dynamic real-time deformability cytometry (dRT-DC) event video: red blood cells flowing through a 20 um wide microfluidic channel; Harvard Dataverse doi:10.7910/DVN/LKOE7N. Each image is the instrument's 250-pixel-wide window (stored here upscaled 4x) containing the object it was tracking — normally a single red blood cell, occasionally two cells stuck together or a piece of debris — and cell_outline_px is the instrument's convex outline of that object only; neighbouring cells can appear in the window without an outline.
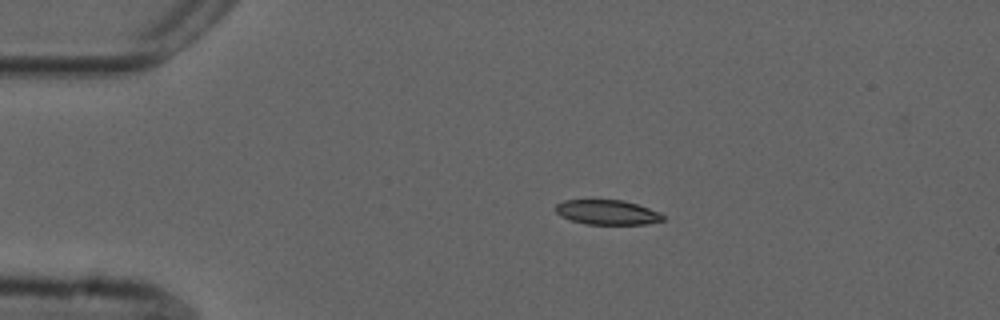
{"species": "common noctule bat (a hibernating species)", "species_latin": "Nyctalus noctula", "temperature_condition": "cold", "stored_images_in_passage": 55, "camera_frame_rate_fps": 3000, "um_per_image_px": 0.085, "animal": {"sex": "male", "forearm_length_mm": 52.5}, "frame": {"image": 1, "passage_image": 11, "time_ms": 3.333, "image_size_px": [1000, 320], "cell_outline_px": [[664, 220], [644, 224], [588, 224], [572, 220], [560, 216], [556, 212], [556, 204], [564, 200], [624, 200], [660, 212], [664, 216]], "centroid_in_image_um": [51.62, 18.04], "position_along_channel_um": 33.4, "area_um2": 15.32}}
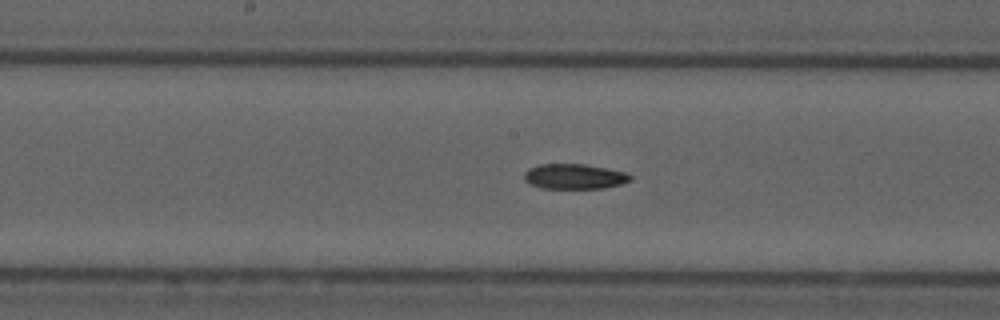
{"frame": {"image": 2, "passage_image": 28, "time_ms": 9.0, "image_size_px": [1000, 320], "cell_outline_px": [[632, 180], [620, 184], [604, 188], [540, 188], [524, 180], [524, 172], [528, 168], [540, 164], [584, 164], [628, 172], [632, 176]], "centroid_in_image_um": [48.83, 14.99], "position_along_channel_um": 199.4, "area_um2": 15.61}}
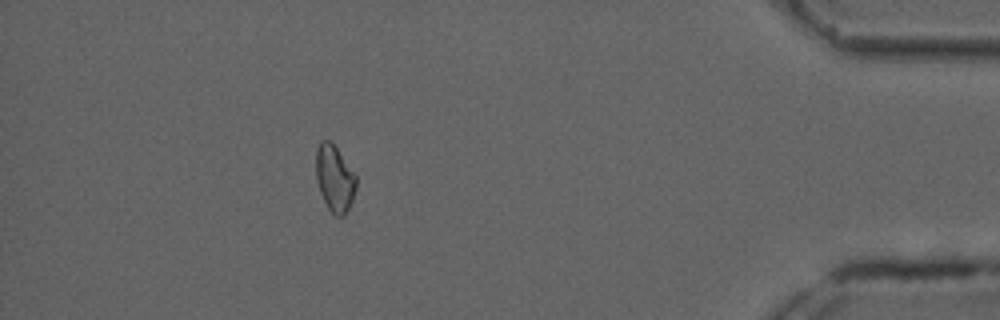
{"frame": {"image": 3, "passage_image": 49, "time_ms": 16.0, "image_size_px": [1000, 320], "cell_outline_px": [[356, 188], [352, 200], [344, 216], [336, 216], [328, 208], [320, 192], [316, 180], [316, 148], [320, 140], [328, 140], [336, 148], [356, 172]], "centroid_in_image_um": [28.45, 15.14], "position_along_channel_um": 406.8, "area_um2": 15.61}}